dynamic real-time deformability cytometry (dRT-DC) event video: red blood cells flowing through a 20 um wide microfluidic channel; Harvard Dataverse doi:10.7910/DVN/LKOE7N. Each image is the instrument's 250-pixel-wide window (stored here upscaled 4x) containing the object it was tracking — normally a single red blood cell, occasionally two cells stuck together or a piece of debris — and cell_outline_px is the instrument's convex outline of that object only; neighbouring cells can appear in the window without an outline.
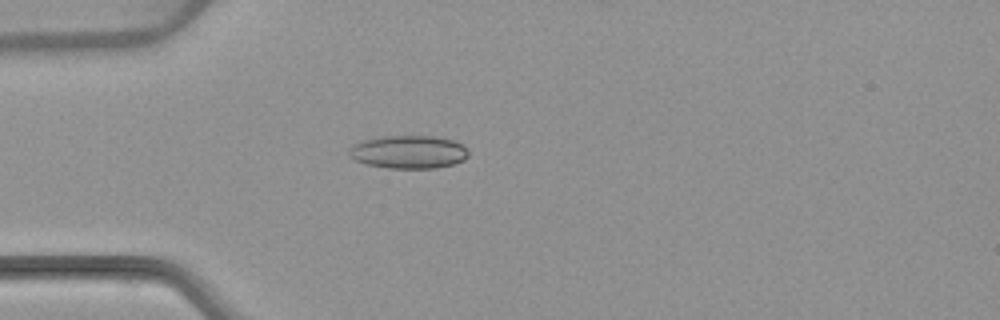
{"species": "common noctule bat (a hibernating species)", "species_latin": "Nyctalus noctula", "temperature_condition": "warm", "stored_images_in_passage": 4, "camera_frame_rate_fps": 3000, "um_per_image_px": 0.085, "animal": {"sex": "female", "body_mass_g": 22.7, "forearm_length_mm": 54.2}, "frame": {"image": 1, "passage_image": 4, "time_ms": 4.667, "image_size_px": [1000, 320], "cell_outline_px": [[468, 156], [464, 160], [456, 164], [436, 168], [388, 168], [368, 164], [356, 160], [348, 156], [348, 148], [352, 144], [360, 140], [380, 136], [436, 136], [456, 140], [464, 144], [468, 148]], "centroid_in_image_um": [34.75, 12.9], "position_along_channel_um": 50.2, "area_um2": 23.58}}